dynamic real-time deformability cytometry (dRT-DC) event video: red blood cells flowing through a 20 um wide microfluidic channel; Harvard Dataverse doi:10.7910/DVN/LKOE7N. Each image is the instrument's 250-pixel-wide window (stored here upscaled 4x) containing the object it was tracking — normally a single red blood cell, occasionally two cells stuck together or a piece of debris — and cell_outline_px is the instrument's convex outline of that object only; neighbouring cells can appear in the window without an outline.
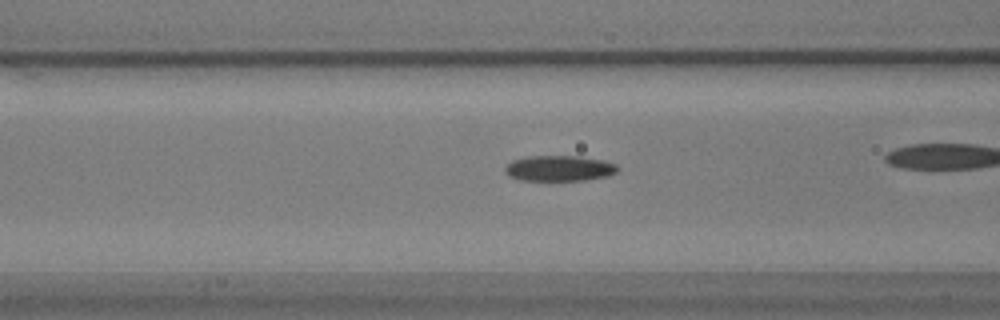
{"species": "common noctule bat (a hibernating species)", "species_latin": "Nyctalus noctula", "temperature_condition": "warm", "stored_images_in_passage": 33, "camera_frame_rate_fps": 3000, "um_per_image_px": 0.085, "animal": {"sex": "male", "body_mass_g": 17.9}, "frame": {"image": 1, "passage_image": 10, "time_ms": 3.0, "image_size_px": [1000, 320], "cell_outline_px": [[620, 168], [616, 172], [608, 176], [584, 180], [520, 180], [508, 176], [504, 172], [504, 168], [512, 160], [524, 156], [580, 156], [604, 160], [616, 164]], "centroid_in_image_um": [47.53, 14.3], "position_along_channel_um": 119.1, "area_um2": 16.99}}